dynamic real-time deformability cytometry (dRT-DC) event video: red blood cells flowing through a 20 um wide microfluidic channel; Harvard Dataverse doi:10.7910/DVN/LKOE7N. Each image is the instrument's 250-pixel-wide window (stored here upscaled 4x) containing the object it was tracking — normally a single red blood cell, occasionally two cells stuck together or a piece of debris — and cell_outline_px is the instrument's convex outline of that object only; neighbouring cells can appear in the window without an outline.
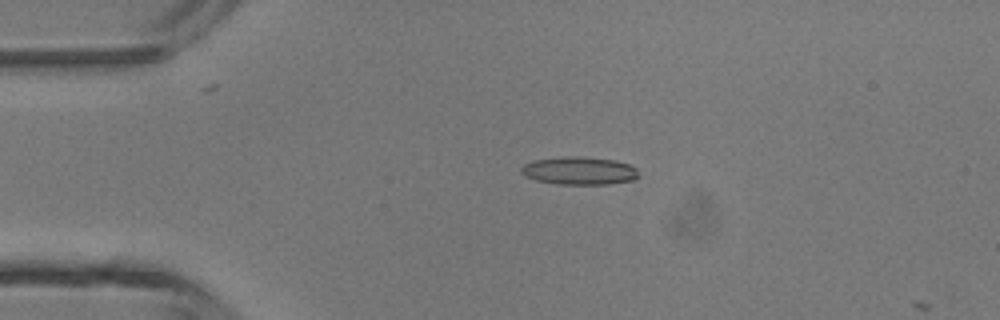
{"species": "common noctule bat (a hibernating species)", "species_latin": "Nyctalus noctula", "temperature_condition": "room temperature", "stored_images_in_passage": 12, "camera_frame_rate_fps": 3000, "um_per_image_px": 0.085, "animal": {"sex": "male", "body_mass_g": 13.3}, "frame": {"image": 1, "passage_image": 11, "time_ms": 3.333, "image_size_px": [1000, 320], "cell_outline_px": [[640, 176], [636, 180], [608, 184], [556, 184], [536, 180], [524, 176], [520, 172], [520, 168], [524, 164], [532, 160], [568, 156], [576, 156], [616, 160], [628, 164], [636, 168]], "centroid_in_image_um": [49.24, 14.52], "position_along_channel_um": 35.8, "area_um2": 19.31}}